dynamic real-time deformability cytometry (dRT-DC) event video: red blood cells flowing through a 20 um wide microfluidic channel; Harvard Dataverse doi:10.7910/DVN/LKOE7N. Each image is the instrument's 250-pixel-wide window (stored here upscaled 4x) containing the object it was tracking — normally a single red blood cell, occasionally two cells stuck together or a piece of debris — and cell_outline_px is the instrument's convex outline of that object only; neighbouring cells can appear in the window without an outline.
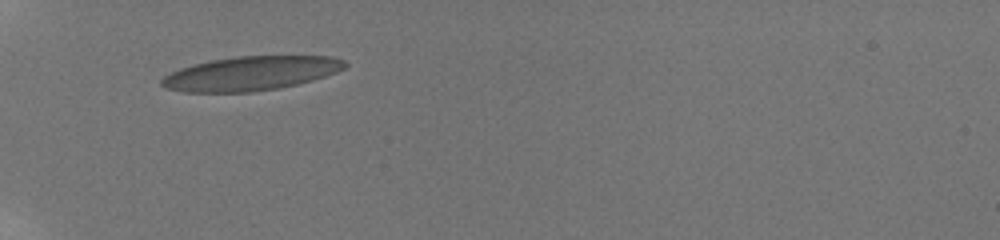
{"species": "human", "species_latin": "Homo sapiens", "temperature_condition": "room temperature", "stored_images_in_passage": 3, "camera_frame_rate_fps": 3000, "um_per_image_px": 0.085, "donor": {"sex": "male"}, "frame": {"image": 1, "passage_image": 1, "time_ms": 0.0, "image_size_px": [1000, 240], "cell_outline_px": [[348, 64], [344, 68], [336, 72], [312, 80], [280, 88], [252, 92], [184, 92], [164, 88], [160, 84], [160, 80], [164, 76], [180, 68], [212, 60], [236, 56], [332, 56], [344, 60]], "centroid_in_image_um": [21.31, 6.24], "position_along_channel_um": 63.7, "area_um2": 36.36}}